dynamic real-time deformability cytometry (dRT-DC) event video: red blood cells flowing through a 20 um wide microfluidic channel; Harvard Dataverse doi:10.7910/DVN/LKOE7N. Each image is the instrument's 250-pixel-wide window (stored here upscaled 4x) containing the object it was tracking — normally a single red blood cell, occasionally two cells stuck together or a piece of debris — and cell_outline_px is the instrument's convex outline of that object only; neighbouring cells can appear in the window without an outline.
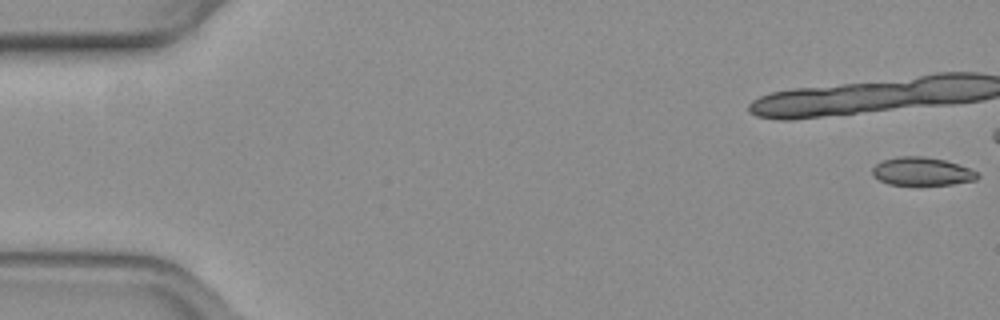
{"species": "common noctule bat (a hibernating species)", "species_latin": "Nyctalus noctula", "temperature_condition": "warm", "stored_images_in_passage": 19, "camera_frame_rate_fps": 3000, "um_per_image_px": 0.085, "animal": {"sex": "female", "body_mass_g": 19.3, "forearm_length_mm": 54.1}, "frame": {"image": 1, "passage_image": 1, "time_ms": 0.0, "image_size_px": [1000, 320], "cell_outline_px": [[980, 176], [976, 180], [952, 184], [888, 184], [872, 176], [872, 168], [876, 164], [884, 160], [900, 156], [924, 156], [944, 160], [968, 168], [976, 172]], "centroid_in_image_um": [78.34, 14.57], "position_along_channel_um": 6.7, "area_um2": 16.99}}